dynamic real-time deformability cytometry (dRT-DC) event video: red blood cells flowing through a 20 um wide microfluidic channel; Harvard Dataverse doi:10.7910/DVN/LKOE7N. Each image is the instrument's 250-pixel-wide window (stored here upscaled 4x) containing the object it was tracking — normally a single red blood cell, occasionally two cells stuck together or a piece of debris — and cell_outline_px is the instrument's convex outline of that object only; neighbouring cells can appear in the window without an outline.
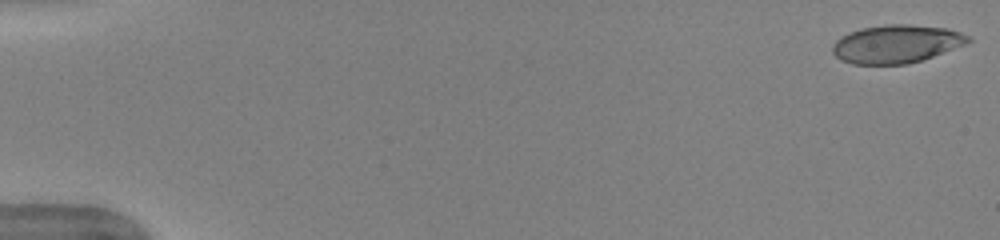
{"species": "human", "species_latin": "Homo sapiens", "temperature_condition": "warm", "stored_images_in_passage": 51, "camera_frame_rate_fps": 3000, "um_per_image_px": 0.085, "donor": {"sex": "female"}, "frame": {"image": 1, "passage_image": 1, "time_ms": 0.0, "image_size_px": [1000, 240], "cell_outline_px": [[972, 40], [964, 44], [932, 56], [908, 64], [852, 64], [840, 60], [832, 52], [832, 44], [840, 36], [848, 32], [860, 28], [884, 24], [908, 24], [948, 28], [960, 32], [968, 36]], "centroid_in_image_um": [76.13, 3.72], "position_along_channel_um": 8.9, "area_um2": 30.17}}
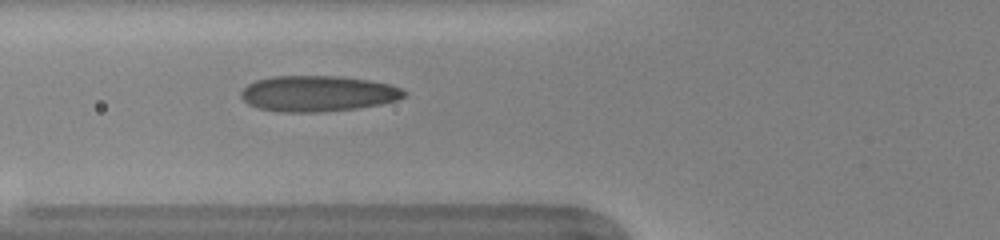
{"frame": {"image": 2, "passage_image": 20, "time_ms": 6.333, "image_size_px": [1000, 240], "cell_outline_px": [[408, 96], [396, 100], [380, 104], [356, 108], [324, 112], [280, 112], [260, 108], [248, 104], [240, 96], [240, 92], [248, 84], [256, 80], [272, 76], [336, 76], [368, 80], [392, 84], [408, 92]], "centroid_in_image_um": [27.03, 7.95], "position_along_channel_um": 98.8, "area_um2": 34.16}}
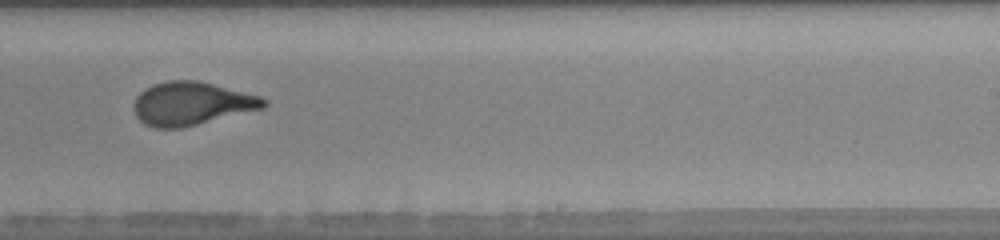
{"frame": {"image": 3, "passage_image": 33, "time_ms": 10.667, "image_size_px": [1000, 240], "cell_outline_px": [[268, 104], [264, 108], [180, 128], [156, 128], [144, 124], [136, 116], [132, 108], [136, 96], [140, 92], [152, 84], [168, 80], [200, 80], [260, 96], [268, 100]], "centroid_in_image_um": [16.27, 8.79], "position_along_channel_um": 272.7, "area_um2": 32.89}, "authors_computed_cell_mechanics": {"area_um2": 32.1946, "velocity_mm_per_s": 4.0098, "shape_relaxation_time_tau1_ms": 4.8608, "shape_relaxation_time_tau2_ms": null, "deformation_change_tau1": 0.2202, "deformation_change_tau2": null}}